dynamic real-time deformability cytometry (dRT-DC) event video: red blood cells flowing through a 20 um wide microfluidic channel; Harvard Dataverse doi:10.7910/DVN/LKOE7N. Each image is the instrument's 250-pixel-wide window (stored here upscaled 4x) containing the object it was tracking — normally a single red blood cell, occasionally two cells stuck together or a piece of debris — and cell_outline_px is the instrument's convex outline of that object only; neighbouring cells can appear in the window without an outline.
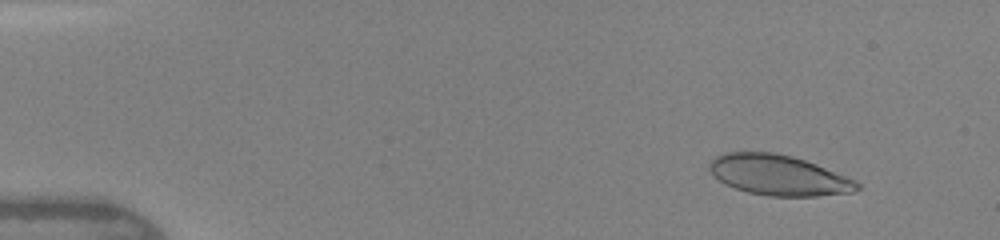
{"species": "human", "species_latin": "Homo sapiens", "temperature_condition": "warm", "stored_images_in_passage": 18, "camera_frame_rate_fps": 3000, "um_per_image_px": 0.085, "donor": {"sex": "female"}, "frame": {"image": 1, "passage_image": 5, "time_ms": 1.333, "image_size_px": [1000, 240], "cell_outline_px": [[860, 188], [852, 192], [816, 196], [768, 196], [748, 192], [736, 188], [720, 180], [708, 168], [712, 160], [716, 156], [724, 152], [772, 152], [792, 156], [816, 164], [856, 180], [860, 184]], "centroid_in_image_um": [66.21, 14.89], "position_along_channel_um": 18.8, "area_um2": 34.39}}
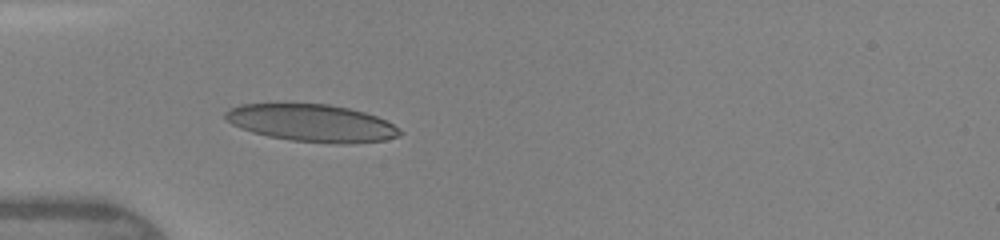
{"frame": {"image": 2, "passage_image": 13, "time_ms": 4.667, "image_size_px": [1000, 240], "cell_outline_px": [[404, 132], [400, 136], [384, 140], [344, 144], [336, 144], [292, 140], [268, 136], [252, 132], [240, 128], [232, 124], [224, 116], [224, 112], [240, 104], [328, 104], [348, 108], [364, 112], [376, 116], [392, 124]], "centroid_in_image_um": [26.51, 10.46], "position_along_channel_um": 58.5, "area_um2": 37.74}}
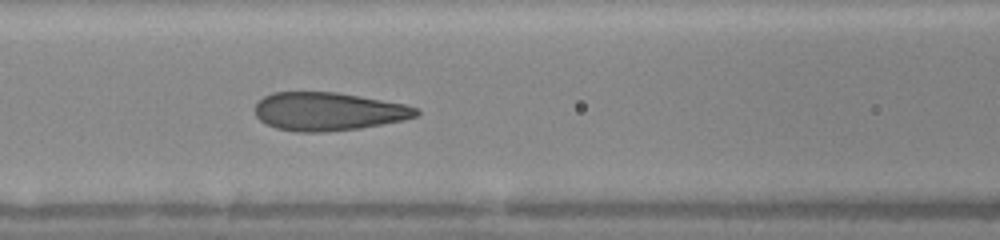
{"frame": {"image": 3, "passage_image": 18, "time_ms": 6.667, "image_size_px": [1000, 240], "cell_outline_px": [[420, 112], [416, 116], [404, 120], [360, 128], [324, 132], [296, 132], [276, 128], [260, 120], [256, 116], [256, 104], [264, 96], [272, 92], [336, 92], [404, 104], [416, 108]], "centroid_in_image_um": [27.89, 9.48], "position_along_channel_um": 138.7, "area_um2": 35.72}}